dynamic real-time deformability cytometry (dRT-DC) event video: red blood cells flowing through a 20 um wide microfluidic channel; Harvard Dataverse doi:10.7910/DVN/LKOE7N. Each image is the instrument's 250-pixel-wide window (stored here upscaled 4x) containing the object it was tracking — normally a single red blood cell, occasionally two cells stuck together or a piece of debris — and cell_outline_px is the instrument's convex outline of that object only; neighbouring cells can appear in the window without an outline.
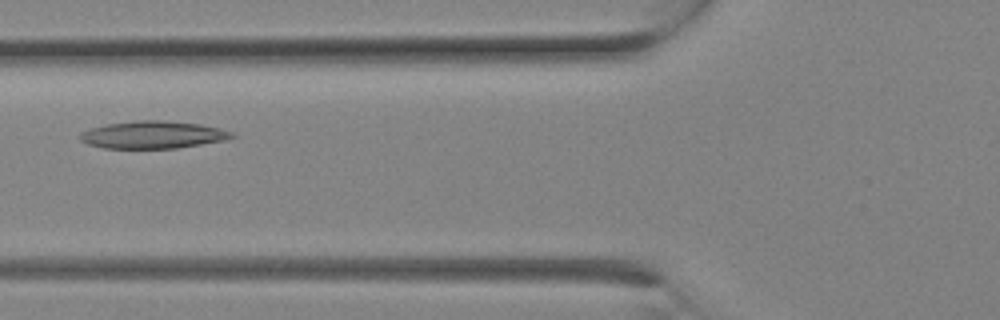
{"species": "Egyptian fruit bat (a non-hibernating species)", "species_latin": "Rousettus aegyptiacus", "temperature_condition": "room temperature", "stored_images_in_passage": 9, "camera_frame_rate_fps": 3000, "um_per_image_px": 0.085, "animal": {"sex": "female"}, "frame": {"image": 1, "passage_image": 8, "time_ms": 2.333, "image_size_px": [1000, 320], "cell_outline_px": [[236, 136], [224, 140], [176, 148], [104, 148], [88, 144], [80, 140], [80, 132], [104, 124], [136, 120], [164, 120], [200, 124], [220, 128], [232, 132]], "centroid_in_image_um": [12.98, 11.45], "position_along_channel_um": 112.8, "area_um2": 24.22}}